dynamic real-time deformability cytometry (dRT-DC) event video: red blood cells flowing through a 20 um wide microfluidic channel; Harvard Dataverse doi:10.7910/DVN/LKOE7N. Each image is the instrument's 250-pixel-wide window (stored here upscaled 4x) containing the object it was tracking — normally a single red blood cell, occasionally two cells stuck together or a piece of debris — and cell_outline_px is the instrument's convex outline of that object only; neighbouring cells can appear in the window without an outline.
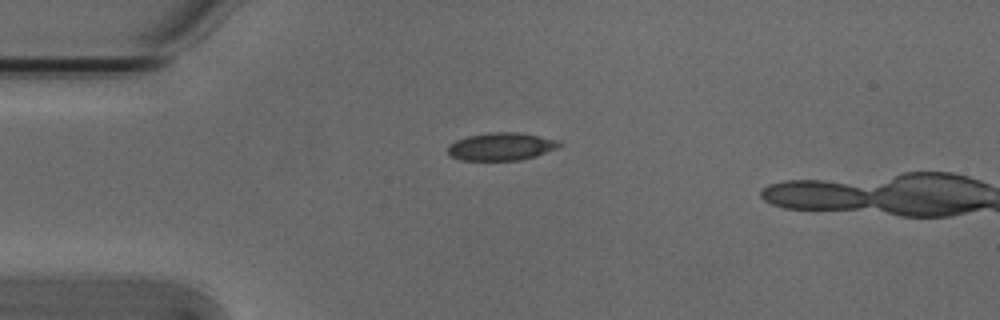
{"species": "Egyptian fruit bat (a non-hibernating species)", "species_latin": "Rousettus aegyptiacus", "temperature_condition": "cold", "stored_images_in_passage": 3, "camera_frame_rate_fps": 3000, "um_per_image_px": 0.085, "animal": {"sex": "male"}, "frame": {"image": 1, "passage_image": 1, "time_ms": 0.0, "image_size_px": [1000, 320], "cell_outline_px": [[564, 144], [556, 148], [536, 156], [520, 160], [460, 160], [452, 156], [448, 152], [448, 144], [456, 140], [468, 136], [488, 132], [516, 132], [560, 140]], "centroid_in_image_um": [42.61, 12.45], "position_along_channel_um": 42.4, "area_um2": 18.03}}
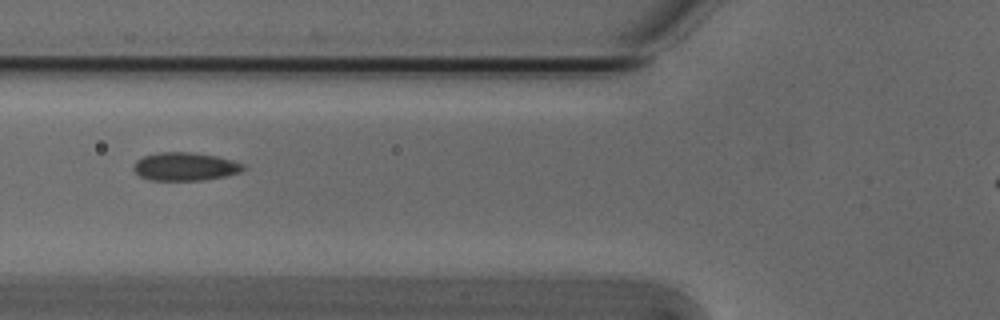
{"frame": {"image": 2, "passage_image": 3, "time_ms": 0.667, "image_size_px": [1000, 320], "cell_outline_px": [[248, 168], [240, 172], [224, 176], [204, 180], [148, 180], [140, 176], [132, 168], [136, 160], [144, 156], [160, 152], [188, 152], [216, 156], [232, 160], [244, 164]], "centroid_in_image_um": [15.74, 14.16], "position_along_channel_um": 110.1, "area_um2": 18.03}}